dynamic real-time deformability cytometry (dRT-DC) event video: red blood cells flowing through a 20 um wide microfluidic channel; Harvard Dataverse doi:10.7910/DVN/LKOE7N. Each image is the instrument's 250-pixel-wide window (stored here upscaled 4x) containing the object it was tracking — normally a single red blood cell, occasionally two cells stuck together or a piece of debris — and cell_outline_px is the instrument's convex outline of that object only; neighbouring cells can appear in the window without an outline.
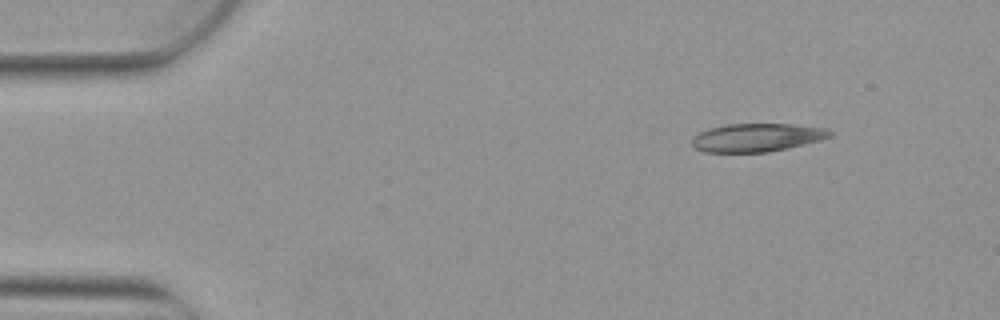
{"species": "Egyptian fruit bat (a non-hibernating species)", "species_latin": "Rousettus aegyptiacus", "temperature_condition": "warm", "stored_images_in_passage": 3, "camera_frame_rate_fps": 3000, "um_per_image_px": 0.085, "animal": {"sex": "female"}, "frame": {"image": 1, "passage_image": 1, "time_ms": 0.0, "image_size_px": [1000, 320], "cell_outline_px": [[836, 132], [832, 136], [820, 140], [788, 148], [768, 152], [704, 152], [696, 148], [692, 144], [692, 136], [708, 128], [728, 124], [788, 124], [828, 128]], "centroid_in_image_um": [64.36, 11.68], "position_along_channel_um": 20.6, "area_um2": 22.83}}
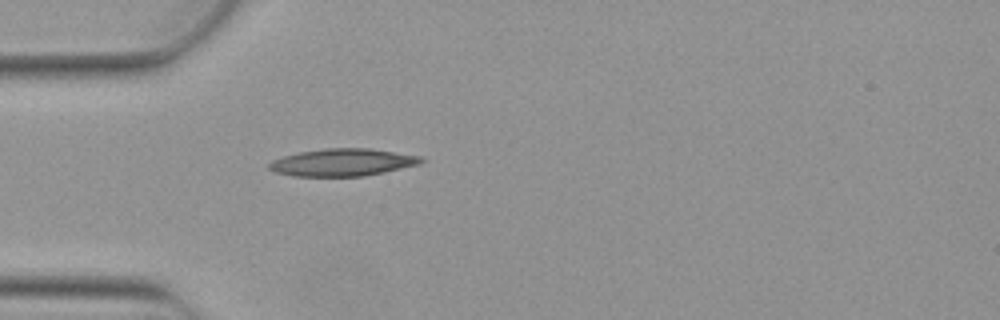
{"frame": {"image": 2, "passage_image": 3, "time_ms": 0.667, "image_size_px": [1000, 320], "cell_outline_px": [[424, 160], [420, 164], [384, 172], [364, 176], [292, 176], [276, 172], [268, 168], [268, 164], [272, 160], [296, 152], [324, 148], [372, 148], [420, 156]], "centroid_in_image_um": [29.1, 13.79], "position_along_channel_um": 55.9, "area_um2": 24.33}}